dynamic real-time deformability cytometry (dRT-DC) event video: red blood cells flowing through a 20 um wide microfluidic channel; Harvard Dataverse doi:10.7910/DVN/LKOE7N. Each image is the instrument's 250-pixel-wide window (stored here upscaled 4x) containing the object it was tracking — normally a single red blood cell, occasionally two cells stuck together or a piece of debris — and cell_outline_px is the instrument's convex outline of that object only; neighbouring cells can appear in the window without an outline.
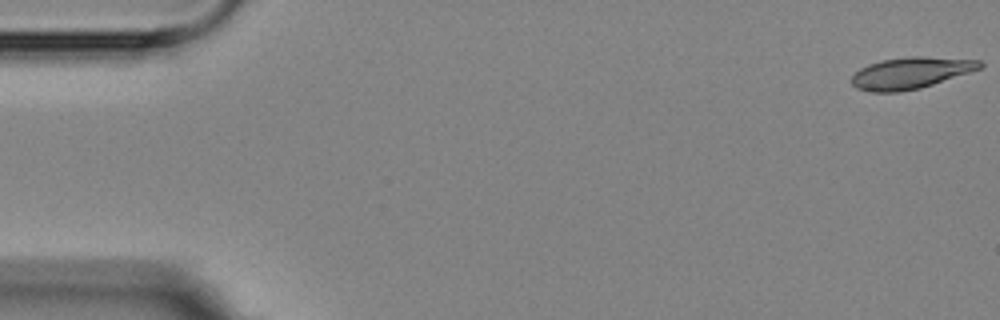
{"species": "Egyptian fruit bat (a non-hibernating species)", "species_latin": "Rousettus aegyptiacus", "temperature_condition": "room temperature", "stored_images_in_passage": 8, "camera_frame_rate_fps": 3000, "um_per_image_px": 0.085, "animal": {"sex": "female"}, "frame": {"image": 1, "passage_image": 1, "time_ms": 0.0, "image_size_px": [1000, 320], "cell_outline_px": [[984, 64], [980, 68], [920, 88], [896, 92], [872, 92], [856, 88], [848, 80], [860, 68], [868, 64], [880, 60], [908, 56], [924, 56], [980, 60]], "centroid_in_image_um": [77.34, 6.19], "position_along_channel_um": 7.7, "area_um2": 23.47}}
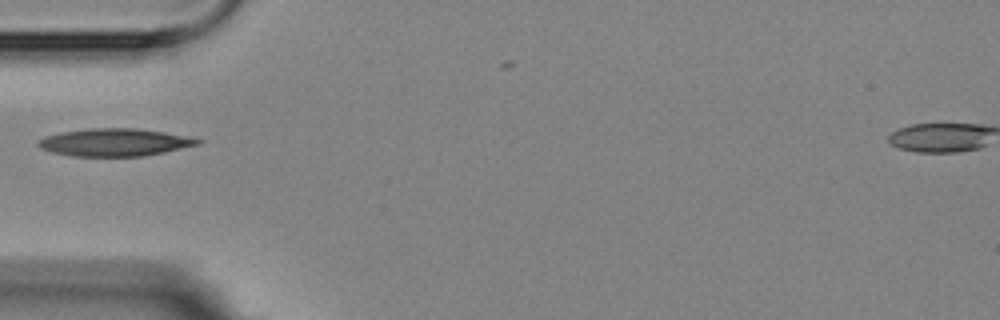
{"frame": {"image": 2, "passage_image": 5, "time_ms": 5.667, "image_size_px": [1000, 320], "cell_outline_px": [[204, 140], [200, 144], [164, 152], [144, 156], [72, 156], [52, 152], [40, 148], [36, 144], [36, 140], [44, 136], [60, 132], [88, 128], [136, 128], [164, 132], [188, 136]], "centroid_in_image_um": [9.72, 12.09], "position_along_channel_um": 75.3, "area_um2": 25.84}}
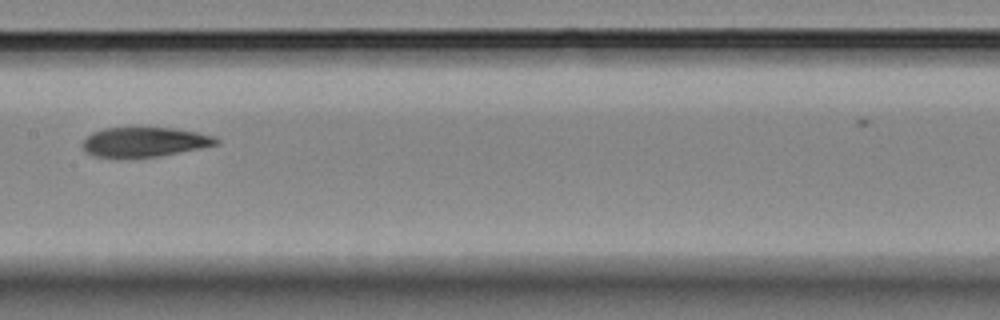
{"frame": {"image": 3, "passage_image": 8, "time_ms": 9.0, "image_size_px": [1000, 320], "cell_outline_px": [[220, 140], [216, 144], [160, 156], [92, 156], [84, 152], [84, 140], [92, 132], [104, 128], [176, 128], [196, 132], [212, 136]], "centroid_in_image_um": [12.26, 12.05], "position_along_channel_um": 195.1, "area_um2": 22.37}}